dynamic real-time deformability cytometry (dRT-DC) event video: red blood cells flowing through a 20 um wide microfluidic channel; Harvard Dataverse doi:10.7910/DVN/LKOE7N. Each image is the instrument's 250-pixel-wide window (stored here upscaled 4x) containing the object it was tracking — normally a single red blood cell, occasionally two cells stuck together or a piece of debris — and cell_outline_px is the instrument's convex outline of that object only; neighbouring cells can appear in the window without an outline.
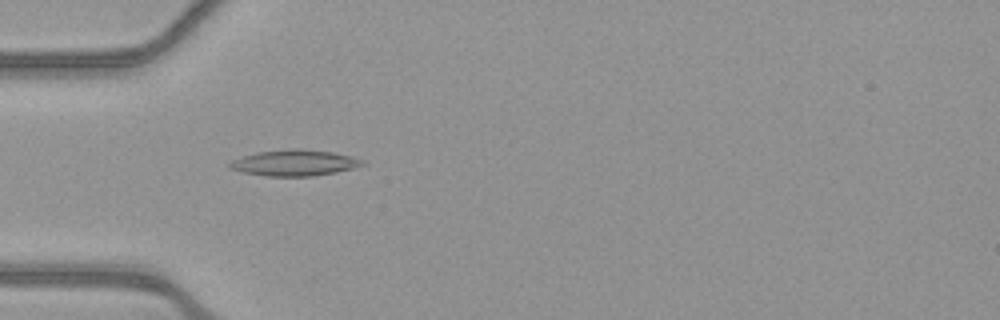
{"species": "common noctule bat (a hibernating species)", "species_latin": "Nyctalus noctula", "temperature_condition": "warm", "stored_images_in_passage": 40, "camera_frame_rate_fps": 3000, "um_per_image_px": 0.085, "animal": {"sex": "female", "body_mass_g": 21.9}, "frame": {"image": 1, "passage_image": 4, "time_ms": 1.0, "image_size_px": [1000, 320], "cell_outline_px": [[368, 164], [336, 172], [312, 176], [268, 176], [244, 172], [228, 168], [228, 164], [232, 160], [256, 152], [296, 148], [332, 152], [364, 160]], "centroid_in_image_um": [25.03, 13.84], "position_along_channel_um": 60.0, "area_um2": 19.94}}
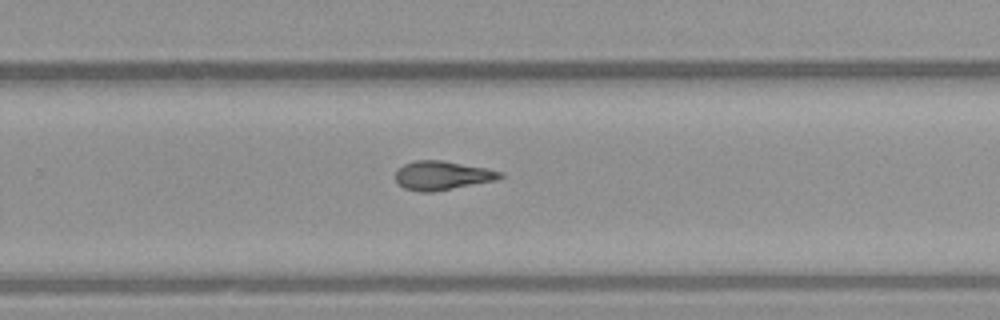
{"frame": {"image": 2, "passage_image": 22, "time_ms": 7.0, "image_size_px": [1000, 320], "cell_outline_px": [[504, 176], [496, 180], [432, 192], [420, 192], [404, 188], [396, 180], [396, 172], [404, 164], [416, 160], [440, 160], [484, 168], [504, 172]], "centroid_in_image_um": [37.59, 14.92], "position_along_channel_um": 292.2, "area_um2": 17.34}}
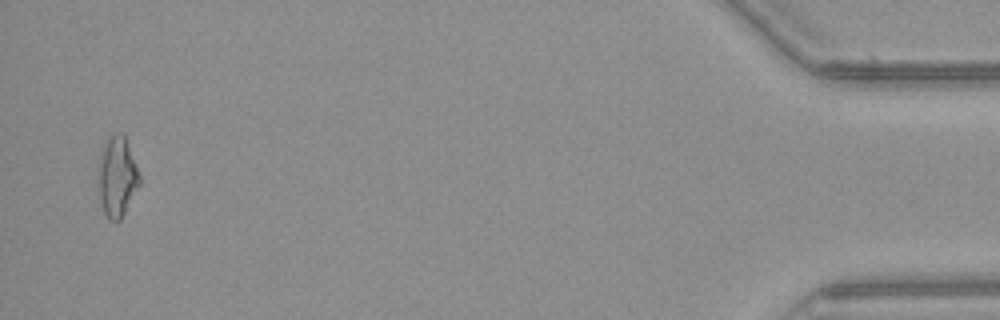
{"frame": {"image": 3, "passage_image": 39, "time_ms": 12.667, "image_size_px": [1000, 320], "cell_outline_px": [[140, 184], [120, 220], [112, 220], [104, 212], [100, 200], [100, 152], [104, 140], [116, 132], [120, 132], [124, 136], [140, 176]], "centroid_in_image_um": [9.96, 14.98], "position_along_channel_um": 425.2, "area_um2": 18.61}, "authors_computed_cell_mechanics": {"area_um2": 17.6001, "velocity_mm_per_s": 3.9101, "shape_relaxation_time_tau1_ms": null, "shape_relaxation_time_tau2_ms": 5.347, "deformation_change_tau1": null, "deformation_change_tau2": 0.1641}}